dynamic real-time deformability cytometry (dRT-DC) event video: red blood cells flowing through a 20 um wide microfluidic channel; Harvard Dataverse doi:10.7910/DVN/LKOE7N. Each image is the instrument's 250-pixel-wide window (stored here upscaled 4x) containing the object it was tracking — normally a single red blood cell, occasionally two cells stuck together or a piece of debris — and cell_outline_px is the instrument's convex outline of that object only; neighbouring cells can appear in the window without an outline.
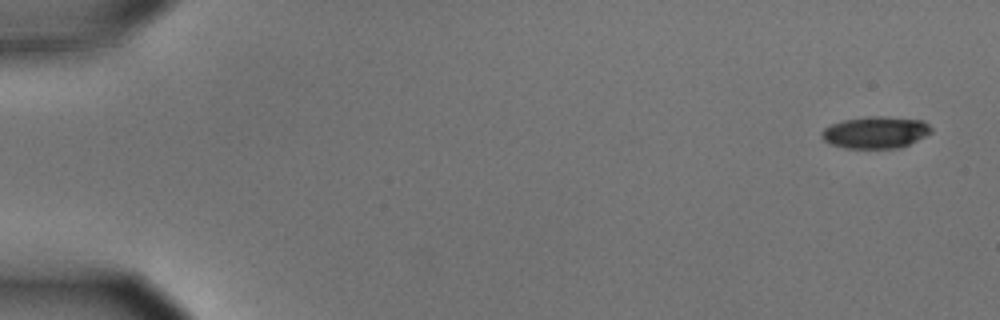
{"species": "common noctule bat (a hibernating species)", "species_latin": "Nyctalus noctula", "temperature_condition": "cold", "stored_images_in_passage": 5, "camera_frame_rate_fps": 3000, "um_per_image_px": 0.085, "animal": {"sex": "male", "body_mass_g": 15.6}, "frame": {"image": 1, "passage_image": 1, "time_ms": 0.0, "image_size_px": [1000, 320], "cell_outline_px": [[932, 132], [900, 148], [848, 148], [832, 144], [824, 140], [820, 136], [820, 132], [824, 128], [832, 124], [844, 120], [868, 116], [884, 116], [924, 120], [932, 128]], "centroid_in_image_um": [74.42, 11.24], "position_along_channel_um": 10.6, "area_um2": 20.29}}
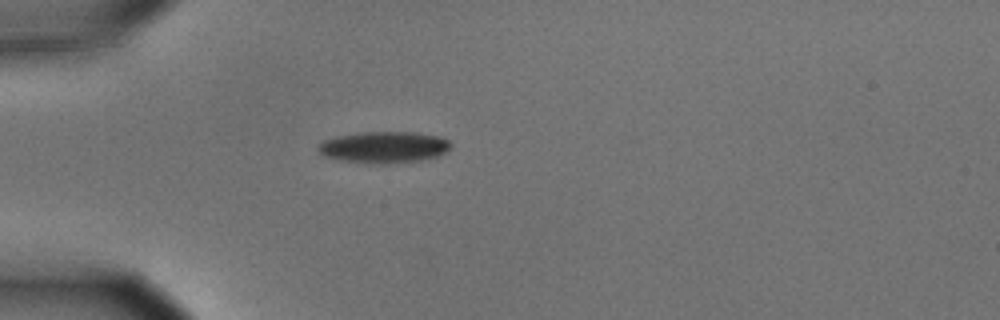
{"frame": {"image": 2, "passage_image": 5, "time_ms": 1.333, "image_size_px": [1000, 320], "cell_outline_px": [[452, 144], [440, 156], [428, 160], [388, 164], [368, 164], [336, 160], [324, 156], [316, 148], [324, 140], [340, 136], [364, 132], [416, 132], [436, 136], [448, 140]], "centroid_in_image_um": [32.64, 12.54], "position_along_channel_um": 52.4, "area_um2": 24.62}}